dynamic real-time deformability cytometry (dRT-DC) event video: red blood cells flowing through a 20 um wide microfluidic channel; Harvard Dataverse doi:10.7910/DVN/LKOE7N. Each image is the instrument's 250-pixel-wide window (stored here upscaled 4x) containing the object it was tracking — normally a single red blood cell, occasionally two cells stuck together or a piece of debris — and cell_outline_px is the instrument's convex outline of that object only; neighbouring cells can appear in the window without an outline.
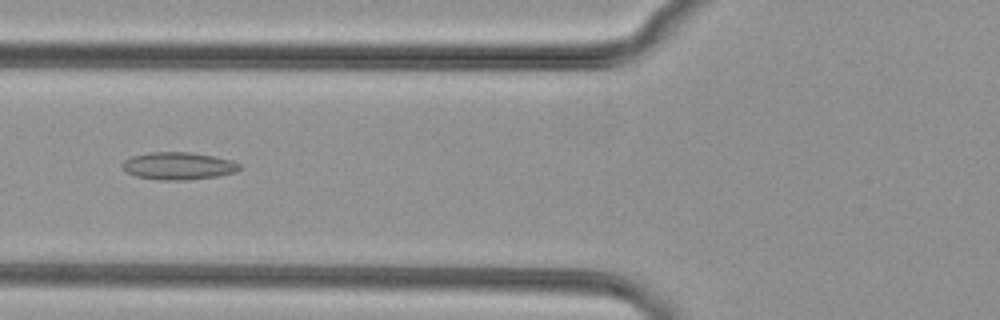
{"species": "common noctule bat (a hibernating species)", "species_latin": "Nyctalus noctula", "temperature_condition": "cold", "stored_images_in_passage": 51, "camera_frame_rate_fps": 3000, "um_per_image_px": 0.085, "animal": {"sex": "female", "body_mass_g": 29.2, "forearm_length_mm": 56.3}, "frame": {"image": 1, "passage_image": 20, "time_ms": 6.333, "image_size_px": [1000, 320], "cell_outline_px": [[240, 168], [236, 172], [220, 176], [188, 180], [160, 180], [136, 176], [128, 172], [124, 168], [124, 160], [132, 156], [148, 152], [192, 152], [232, 160], [240, 164]], "centroid_in_image_um": [15.2, 14.1], "position_along_channel_um": 110.6, "area_um2": 18.73}}
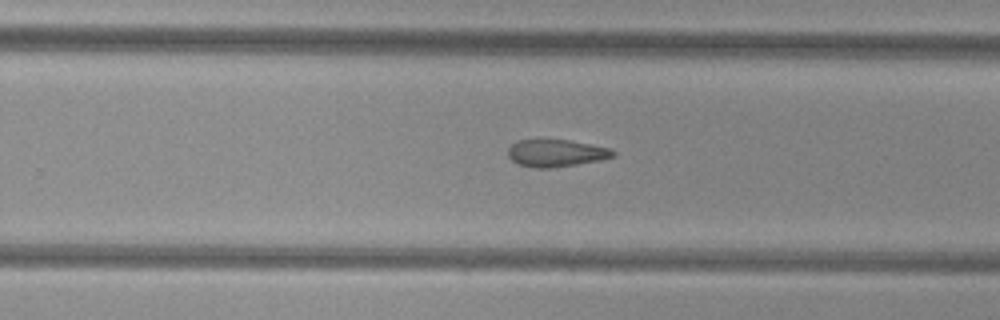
{"frame": {"image": 2, "passage_image": 33, "time_ms": 10.667, "image_size_px": [1000, 320], "cell_outline_px": [[616, 156], [600, 160], [552, 168], [532, 168], [520, 164], [512, 160], [508, 156], [508, 148], [516, 140], [568, 140], [612, 148], [616, 152]], "centroid_in_image_um": [47.29, 13.01], "position_along_channel_um": 282.5, "area_um2": 16.7}}
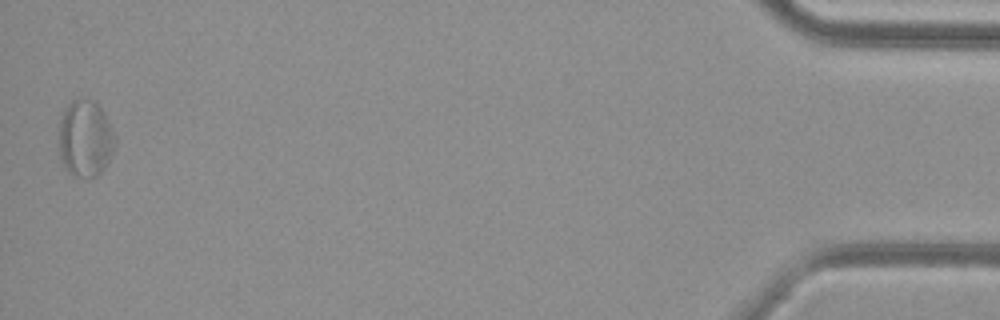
{"frame": {"image": 3, "passage_image": 51, "time_ms": 16.667, "image_size_px": [1000, 320], "cell_outline_px": [[116, 144], [104, 168], [96, 176], [88, 180], [76, 176], [68, 172], [60, 156], [60, 120], [68, 104], [72, 100], [96, 100], [104, 112], [116, 136]], "centroid_in_image_um": [7.28, 11.79], "position_along_channel_um": 427.9, "area_um2": 25.09}}